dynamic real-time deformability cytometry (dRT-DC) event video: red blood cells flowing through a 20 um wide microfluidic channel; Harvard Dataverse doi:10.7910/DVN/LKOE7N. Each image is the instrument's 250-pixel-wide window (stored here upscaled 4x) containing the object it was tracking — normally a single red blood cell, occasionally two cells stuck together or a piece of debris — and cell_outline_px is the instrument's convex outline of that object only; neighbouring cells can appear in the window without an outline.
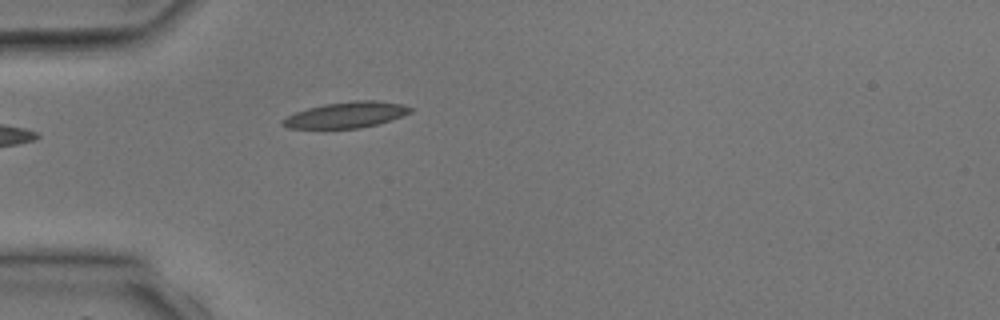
{"species": "common noctule bat (a hibernating species)", "species_latin": "Nyctalus noctula", "temperature_condition": "room temperature", "stored_images_in_passage": 3, "camera_frame_rate_fps": 3000, "um_per_image_px": 0.085, "animal": {"sex": "male", "body_mass_g": 17.9, "forearm_length_mm": 54.2}, "frame": {"image": 1, "passage_image": 3, "time_ms": 3.667, "image_size_px": [1000, 320], "cell_outline_px": [[412, 112], [376, 124], [360, 128], [288, 128], [280, 124], [280, 120], [296, 112], [308, 108], [324, 104], [356, 100], [376, 100], [400, 104], [412, 108]], "centroid_in_image_um": [29.38, 9.76], "position_along_channel_um": 55.6, "area_um2": 19.02}}